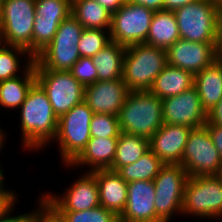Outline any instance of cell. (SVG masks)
I'll list each match as a JSON object with an SVG mask.
<instances>
[{
    "mask_svg": "<svg viewBox=\"0 0 222 222\" xmlns=\"http://www.w3.org/2000/svg\"><path fill=\"white\" fill-rule=\"evenodd\" d=\"M23 146L29 151L43 149L55 138L58 117L55 115L46 92L36 82L19 108Z\"/></svg>",
    "mask_w": 222,
    "mask_h": 222,
    "instance_id": "1",
    "label": "cell"
},
{
    "mask_svg": "<svg viewBox=\"0 0 222 222\" xmlns=\"http://www.w3.org/2000/svg\"><path fill=\"white\" fill-rule=\"evenodd\" d=\"M118 120L121 132L150 139L164 124L162 99L150 91H129Z\"/></svg>",
    "mask_w": 222,
    "mask_h": 222,
    "instance_id": "2",
    "label": "cell"
},
{
    "mask_svg": "<svg viewBox=\"0 0 222 222\" xmlns=\"http://www.w3.org/2000/svg\"><path fill=\"white\" fill-rule=\"evenodd\" d=\"M166 65V49L145 43L126 46L122 80L129 91H149Z\"/></svg>",
    "mask_w": 222,
    "mask_h": 222,
    "instance_id": "3",
    "label": "cell"
},
{
    "mask_svg": "<svg viewBox=\"0 0 222 222\" xmlns=\"http://www.w3.org/2000/svg\"><path fill=\"white\" fill-rule=\"evenodd\" d=\"M83 30L72 14L65 18L50 44L34 58L35 70L70 71L80 58L77 44Z\"/></svg>",
    "mask_w": 222,
    "mask_h": 222,
    "instance_id": "4",
    "label": "cell"
},
{
    "mask_svg": "<svg viewBox=\"0 0 222 222\" xmlns=\"http://www.w3.org/2000/svg\"><path fill=\"white\" fill-rule=\"evenodd\" d=\"M220 3L198 0L174 12L181 39L192 42L217 43Z\"/></svg>",
    "mask_w": 222,
    "mask_h": 222,
    "instance_id": "5",
    "label": "cell"
},
{
    "mask_svg": "<svg viewBox=\"0 0 222 222\" xmlns=\"http://www.w3.org/2000/svg\"><path fill=\"white\" fill-rule=\"evenodd\" d=\"M36 0H4L0 15V43L20 47L33 57Z\"/></svg>",
    "mask_w": 222,
    "mask_h": 222,
    "instance_id": "6",
    "label": "cell"
},
{
    "mask_svg": "<svg viewBox=\"0 0 222 222\" xmlns=\"http://www.w3.org/2000/svg\"><path fill=\"white\" fill-rule=\"evenodd\" d=\"M222 218V180L217 175L190 176L185 184L182 215ZM201 217V218H200Z\"/></svg>",
    "mask_w": 222,
    "mask_h": 222,
    "instance_id": "7",
    "label": "cell"
},
{
    "mask_svg": "<svg viewBox=\"0 0 222 222\" xmlns=\"http://www.w3.org/2000/svg\"><path fill=\"white\" fill-rule=\"evenodd\" d=\"M93 111L83 101L58 119L56 139L61 160L69 165L86 147L90 140V123Z\"/></svg>",
    "mask_w": 222,
    "mask_h": 222,
    "instance_id": "8",
    "label": "cell"
},
{
    "mask_svg": "<svg viewBox=\"0 0 222 222\" xmlns=\"http://www.w3.org/2000/svg\"><path fill=\"white\" fill-rule=\"evenodd\" d=\"M189 176L180 164H165L155 177V210L163 221L169 222L174 213L182 215L185 184Z\"/></svg>",
    "mask_w": 222,
    "mask_h": 222,
    "instance_id": "9",
    "label": "cell"
},
{
    "mask_svg": "<svg viewBox=\"0 0 222 222\" xmlns=\"http://www.w3.org/2000/svg\"><path fill=\"white\" fill-rule=\"evenodd\" d=\"M36 82L46 92L55 115L60 118L84 101V86L70 71L35 70Z\"/></svg>",
    "mask_w": 222,
    "mask_h": 222,
    "instance_id": "10",
    "label": "cell"
},
{
    "mask_svg": "<svg viewBox=\"0 0 222 222\" xmlns=\"http://www.w3.org/2000/svg\"><path fill=\"white\" fill-rule=\"evenodd\" d=\"M154 12L127 1L118 11L112 13L110 40L124 46L145 43Z\"/></svg>",
    "mask_w": 222,
    "mask_h": 222,
    "instance_id": "11",
    "label": "cell"
},
{
    "mask_svg": "<svg viewBox=\"0 0 222 222\" xmlns=\"http://www.w3.org/2000/svg\"><path fill=\"white\" fill-rule=\"evenodd\" d=\"M222 163L219 151L205 127L191 130L180 165L188 176L217 175Z\"/></svg>",
    "mask_w": 222,
    "mask_h": 222,
    "instance_id": "12",
    "label": "cell"
},
{
    "mask_svg": "<svg viewBox=\"0 0 222 222\" xmlns=\"http://www.w3.org/2000/svg\"><path fill=\"white\" fill-rule=\"evenodd\" d=\"M162 116L164 124L184 125L193 129L204 127L207 121V113L202 108L195 86L179 95L162 99Z\"/></svg>",
    "mask_w": 222,
    "mask_h": 222,
    "instance_id": "13",
    "label": "cell"
},
{
    "mask_svg": "<svg viewBox=\"0 0 222 222\" xmlns=\"http://www.w3.org/2000/svg\"><path fill=\"white\" fill-rule=\"evenodd\" d=\"M70 186L62 196L43 194L47 204L55 211H84L100 205L97 180L91 172L82 174Z\"/></svg>",
    "mask_w": 222,
    "mask_h": 222,
    "instance_id": "14",
    "label": "cell"
},
{
    "mask_svg": "<svg viewBox=\"0 0 222 222\" xmlns=\"http://www.w3.org/2000/svg\"><path fill=\"white\" fill-rule=\"evenodd\" d=\"M216 44L179 39L166 50L167 64L195 75L218 59Z\"/></svg>",
    "mask_w": 222,
    "mask_h": 222,
    "instance_id": "15",
    "label": "cell"
},
{
    "mask_svg": "<svg viewBox=\"0 0 222 222\" xmlns=\"http://www.w3.org/2000/svg\"><path fill=\"white\" fill-rule=\"evenodd\" d=\"M154 181L127 183V202L119 222H163L157 215Z\"/></svg>",
    "mask_w": 222,
    "mask_h": 222,
    "instance_id": "16",
    "label": "cell"
},
{
    "mask_svg": "<svg viewBox=\"0 0 222 222\" xmlns=\"http://www.w3.org/2000/svg\"><path fill=\"white\" fill-rule=\"evenodd\" d=\"M128 93L122 79L96 81L84 88V102L94 114L118 116Z\"/></svg>",
    "mask_w": 222,
    "mask_h": 222,
    "instance_id": "17",
    "label": "cell"
},
{
    "mask_svg": "<svg viewBox=\"0 0 222 222\" xmlns=\"http://www.w3.org/2000/svg\"><path fill=\"white\" fill-rule=\"evenodd\" d=\"M192 129L184 125L163 124L149 139V148L164 164H180Z\"/></svg>",
    "mask_w": 222,
    "mask_h": 222,
    "instance_id": "18",
    "label": "cell"
},
{
    "mask_svg": "<svg viewBox=\"0 0 222 222\" xmlns=\"http://www.w3.org/2000/svg\"><path fill=\"white\" fill-rule=\"evenodd\" d=\"M98 186L100 205L121 216L127 202V182L110 169H99L91 172Z\"/></svg>",
    "mask_w": 222,
    "mask_h": 222,
    "instance_id": "19",
    "label": "cell"
},
{
    "mask_svg": "<svg viewBox=\"0 0 222 222\" xmlns=\"http://www.w3.org/2000/svg\"><path fill=\"white\" fill-rule=\"evenodd\" d=\"M118 138L91 137L82 152L66 167L88 165L92 172L109 169L114 161Z\"/></svg>",
    "mask_w": 222,
    "mask_h": 222,
    "instance_id": "20",
    "label": "cell"
},
{
    "mask_svg": "<svg viewBox=\"0 0 222 222\" xmlns=\"http://www.w3.org/2000/svg\"><path fill=\"white\" fill-rule=\"evenodd\" d=\"M26 59L28 61L20 73H24V76L19 75L0 81V106L3 108L18 110L25 101L29 90L36 83L34 58L28 57Z\"/></svg>",
    "mask_w": 222,
    "mask_h": 222,
    "instance_id": "21",
    "label": "cell"
},
{
    "mask_svg": "<svg viewBox=\"0 0 222 222\" xmlns=\"http://www.w3.org/2000/svg\"><path fill=\"white\" fill-rule=\"evenodd\" d=\"M194 86L198 91L202 108L208 114L222 100V59L194 75Z\"/></svg>",
    "mask_w": 222,
    "mask_h": 222,
    "instance_id": "22",
    "label": "cell"
},
{
    "mask_svg": "<svg viewBox=\"0 0 222 222\" xmlns=\"http://www.w3.org/2000/svg\"><path fill=\"white\" fill-rule=\"evenodd\" d=\"M194 86V75L187 70L167 64L155 78L149 90L160 99L179 95Z\"/></svg>",
    "mask_w": 222,
    "mask_h": 222,
    "instance_id": "23",
    "label": "cell"
},
{
    "mask_svg": "<svg viewBox=\"0 0 222 222\" xmlns=\"http://www.w3.org/2000/svg\"><path fill=\"white\" fill-rule=\"evenodd\" d=\"M179 39L174 12L165 9L155 11L145 44L167 50Z\"/></svg>",
    "mask_w": 222,
    "mask_h": 222,
    "instance_id": "24",
    "label": "cell"
},
{
    "mask_svg": "<svg viewBox=\"0 0 222 222\" xmlns=\"http://www.w3.org/2000/svg\"><path fill=\"white\" fill-rule=\"evenodd\" d=\"M125 51L126 46L110 41L92 57L97 69V81L122 79Z\"/></svg>",
    "mask_w": 222,
    "mask_h": 222,
    "instance_id": "25",
    "label": "cell"
},
{
    "mask_svg": "<svg viewBox=\"0 0 222 222\" xmlns=\"http://www.w3.org/2000/svg\"><path fill=\"white\" fill-rule=\"evenodd\" d=\"M71 14L84 29H104L111 27L112 14L95 0H71Z\"/></svg>",
    "mask_w": 222,
    "mask_h": 222,
    "instance_id": "26",
    "label": "cell"
},
{
    "mask_svg": "<svg viewBox=\"0 0 222 222\" xmlns=\"http://www.w3.org/2000/svg\"><path fill=\"white\" fill-rule=\"evenodd\" d=\"M149 149V139L121 132L117 141L115 158L109 169L117 171L124 165L133 164Z\"/></svg>",
    "mask_w": 222,
    "mask_h": 222,
    "instance_id": "27",
    "label": "cell"
},
{
    "mask_svg": "<svg viewBox=\"0 0 222 222\" xmlns=\"http://www.w3.org/2000/svg\"><path fill=\"white\" fill-rule=\"evenodd\" d=\"M165 164L149 149L133 164L124 165L116 172L127 183L133 181H153Z\"/></svg>",
    "mask_w": 222,
    "mask_h": 222,
    "instance_id": "28",
    "label": "cell"
},
{
    "mask_svg": "<svg viewBox=\"0 0 222 222\" xmlns=\"http://www.w3.org/2000/svg\"><path fill=\"white\" fill-rule=\"evenodd\" d=\"M32 57L25 49L0 43V81L19 76L20 59ZM21 57V58H19ZM17 73V74H16Z\"/></svg>",
    "mask_w": 222,
    "mask_h": 222,
    "instance_id": "29",
    "label": "cell"
},
{
    "mask_svg": "<svg viewBox=\"0 0 222 222\" xmlns=\"http://www.w3.org/2000/svg\"><path fill=\"white\" fill-rule=\"evenodd\" d=\"M63 20L35 16L33 26V58L50 44L57 32L58 26Z\"/></svg>",
    "mask_w": 222,
    "mask_h": 222,
    "instance_id": "30",
    "label": "cell"
},
{
    "mask_svg": "<svg viewBox=\"0 0 222 222\" xmlns=\"http://www.w3.org/2000/svg\"><path fill=\"white\" fill-rule=\"evenodd\" d=\"M110 41L109 30L84 29L77 44L80 57H93Z\"/></svg>",
    "mask_w": 222,
    "mask_h": 222,
    "instance_id": "31",
    "label": "cell"
},
{
    "mask_svg": "<svg viewBox=\"0 0 222 222\" xmlns=\"http://www.w3.org/2000/svg\"><path fill=\"white\" fill-rule=\"evenodd\" d=\"M65 222H119V217L112 211L99 205L84 211H56Z\"/></svg>",
    "mask_w": 222,
    "mask_h": 222,
    "instance_id": "32",
    "label": "cell"
},
{
    "mask_svg": "<svg viewBox=\"0 0 222 222\" xmlns=\"http://www.w3.org/2000/svg\"><path fill=\"white\" fill-rule=\"evenodd\" d=\"M121 134L118 116L111 114H93L90 123L91 137L118 138Z\"/></svg>",
    "mask_w": 222,
    "mask_h": 222,
    "instance_id": "33",
    "label": "cell"
},
{
    "mask_svg": "<svg viewBox=\"0 0 222 222\" xmlns=\"http://www.w3.org/2000/svg\"><path fill=\"white\" fill-rule=\"evenodd\" d=\"M36 16L48 19H65L72 11L71 0H36Z\"/></svg>",
    "mask_w": 222,
    "mask_h": 222,
    "instance_id": "34",
    "label": "cell"
},
{
    "mask_svg": "<svg viewBox=\"0 0 222 222\" xmlns=\"http://www.w3.org/2000/svg\"><path fill=\"white\" fill-rule=\"evenodd\" d=\"M70 72L84 87L97 81V69L92 62V57H80Z\"/></svg>",
    "mask_w": 222,
    "mask_h": 222,
    "instance_id": "35",
    "label": "cell"
},
{
    "mask_svg": "<svg viewBox=\"0 0 222 222\" xmlns=\"http://www.w3.org/2000/svg\"><path fill=\"white\" fill-rule=\"evenodd\" d=\"M40 200V201H39ZM39 203H38V208L33 209V211L28 212V213H23V214H19L18 216H12L11 213L14 211V207L13 206L1 219L0 222H35L36 218H37V213L47 204L46 198L44 195L41 196V198L39 197L38 199ZM11 215V216H10Z\"/></svg>",
    "mask_w": 222,
    "mask_h": 222,
    "instance_id": "36",
    "label": "cell"
},
{
    "mask_svg": "<svg viewBox=\"0 0 222 222\" xmlns=\"http://www.w3.org/2000/svg\"><path fill=\"white\" fill-rule=\"evenodd\" d=\"M204 127L208 130L211 140L222 158V126L206 121Z\"/></svg>",
    "mask_w": 222,
    "mask_h": 222,
    "instance_id": "37",
    "label": "cell"
},
{
    "mask_svg": "<svg viewBox=\"0 0 222 222\" xmlns=\"http://www.w3.org/2000/svg\"><path fill=\"white\" fill-rule=\"evenodd\" d=\"M35 222H65L62 217L48 204L38 213Z\"/></svg>",
    "mask_w": 222,
    "mask_h": 222,
    "instance_id": "38",
    "label": "cell"
},
{
    "mask_svg": "<svg viewBox=\"0 0 222 222\" xmlns=\"http://www.w3.org/2000/svg\"><path fill=\"white\" fill-rule=\"evenodd\" d=\"M133 4L142 5L153 11L164 9V0H127Z\"/></svg>",
    "mask_w": 222,
    "mask_h": 222,
    "instance_id": "39",
    "label": "cell"
},
{
    "mask_svg": "<svg viewBox=\"0 0 222 222\" xmlns=\"http://www.w3.org/2000/svg\"><path fill=\"white\" fill-rule=\"evenodd\" d=\"M207 121L222 126V100L207 114Z\"/></svg>",
    "mask_w": 222,
    "mask_h": 222,
    "instance_id": "40",
    "label": "cell"
},
{
    "mask_svg": "<svg viewBox=\"0 0 222 222\" xmlns=\"http://www.w3.org/2000/svg\"><path fill=\"white\" fill-rule=\"evenodd\" d=\"M104 8H106L111 14L118 11L127 0H95Z\"/></svg>",
    "mask_w": 222,
    "mask_h": 222,
    "instance_id": "41",
    "label": "cell"
},
{
    "mask_svg": "<svg viewBox=\"0 0 222 222\" xmlns=\"http://www.w3.org/2000/svg\"><path fill=\"white\" fill-rule=\"evenodd\" d=\"M17 197H0V219L14 206Z\"/></svg>",
    "mask_w": 222,
    "mask_h": 222,
    "instance_id": "42",
    "label": "cell"
},
{
    "mask_svg": "<svg viewBox=\"0 0 222 222\" xmlns=\"http://www.w3.org/2000/svg\"><path fill=\"white\" fill-rule=\"evenodd\" d=\"M198 0H164V9L175 11L176 9L193 2H196Z\"/></svg>",
    "mask_w": 222,
    "mask_h": 222,
    "instance_id": "43",
    "label": "cell"
},
{
    "mask_svg": "<svg viewBox=\"0 0 222 222\" xmlns=\"http://www.w3.org/2000/svg\"><path fill=\"white\" fill-rule=\"evenodd\" d=\"M216 50L218 58H222V8L218 15V30H217V44Z\"/></svg>",
    "mask_w": 222,
    "mask_h": 222,
    "instance_id": "44",
    "label": "cell"
},
{
    "mask_svg": "<svg viewBox=\"0 0 222 222\" xmlns=\"http://www.w3.org/2000/svg\"><path fill=\"white\" fill-rule=\"evenodd\" d=\"M1 164V163H0ZM4 172L2 167L0 166V197H17V194L15 195L14 191H10L9 189H5L4 187Z\"/></svg>",
    "mask_w": 222,
    "mask_h": 222,
    "instance_id": "45",
    "label": "cell"
},
{
    "mask_svg": "<svg viewBox=\"0 0 222 222\" xmlns=\"http://www.w3.org/2000/svg\"><path fill=\"white\" fill-rule=\"evenodd\" d=\"M5 130H2V128L0 127V149L2 150L3 148V144H5L4 142H5V132H4ZM0 150V151H1Z\"/></svg>",
    "mask_w": 222,
    "mask_h": 222,
    "instance_id": "46",
    "label": "cell"
},
{
    "mask_svg": "<svg viewBox=\"0 0 222 222\" xmlns=\"http://www.w3.org/2000/svg\"><path fill=\"white\" fill-rule=\"evenodd\" d=\"M217 176L222 180V163H221L220 170H219Z\"/></svg>",
    "mask_w": 222,
    "mask_h": 222,
    "instance_id": "47",
    "label": "cell"
},
{
    "mask_svg": "<svg viewBox=\"0 0 222 222\" xmlns=\"http://www.w3.org/2000/svg\"><path fill=\"white\" fill-rule=\"evenodd\" d=\"M4 0H0V15L2 13Z\"/></svg>",
    "mask_w": 222,
    "mask_h": 222,
    "instance_id": "48",
    "label": "cell"
},
{
    "mask_svg": "<svg viewBox=\"0 0 222 222\" xmlns=\"http://www.w3.org/2000/svg\"><path fill=\"white\" fill-rule=\"evenodd\" d=\"M216 2H218V3H221L222 2V0H215Z\"/></svg>",
    "mask_w": 222,
    "mask_h": 222,
    "instance_id": "49",
    "label": "cell"
}]
</instances>
